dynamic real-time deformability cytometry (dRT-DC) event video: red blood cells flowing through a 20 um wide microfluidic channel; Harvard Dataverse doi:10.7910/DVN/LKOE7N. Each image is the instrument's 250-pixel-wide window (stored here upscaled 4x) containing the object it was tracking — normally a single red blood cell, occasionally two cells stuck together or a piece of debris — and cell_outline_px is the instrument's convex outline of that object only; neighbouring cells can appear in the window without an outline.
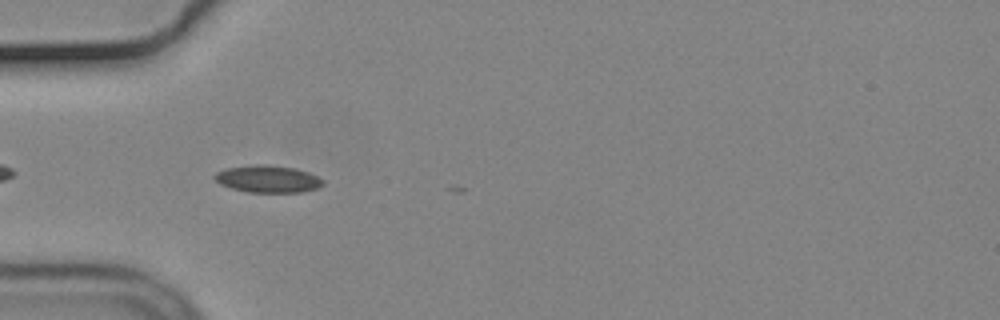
{"species": "common noctule bat (a hibernating species)", "species_latin": "Nyctalus noctula", "temperature_condition": "cold", "stored_images_in_passage": 6, "camera_frame_rate_fps": 3000, "um_per_image_px": 0.085, "animal": {"sex": "male", "body_mass_g": 19.2, "forearm_length_mm": 51.8}, "frame": {"image": 1, "passage_image": 1, "time_ms": 0.0, "image_size_px": [1000, 320], "cell_outline_px": [[324, 184], [316, 188], [300, 192], [248, 192], [232, 188], [220, 184], [212, 176], [216, 172], [228, 168], [256, 164], [268, 164], [296, 168], [308, 172], [324, 180]], "centroid_in_image_um": [22.76, 15.2], "position_along_channel_um": 62.2, "area_um2": 17.11}}
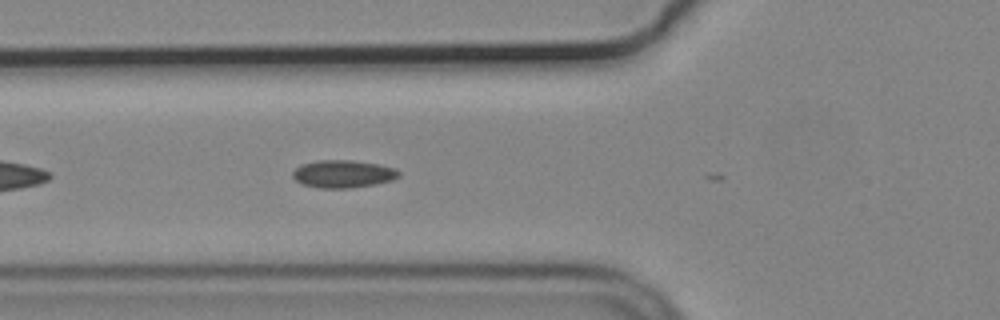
{"frame": {"image": 2, "passage_image": 4, "time_ms": 1.0, "image_size_px": [1000, 320], "cell_outline_px": [[400, 176], [392, 180], [376, 184], [352, 188], [316, 188], [304, 184], [296, 180], [292, 176], [292, 172], [300, 164], [316, 160], [352, 160], [376, 164], [396, 168], [400, 172]], "centroid_in_image_um": [29.16, 14.78], "position_along_channel_um": 96.6, "area_um2": 17.22}}